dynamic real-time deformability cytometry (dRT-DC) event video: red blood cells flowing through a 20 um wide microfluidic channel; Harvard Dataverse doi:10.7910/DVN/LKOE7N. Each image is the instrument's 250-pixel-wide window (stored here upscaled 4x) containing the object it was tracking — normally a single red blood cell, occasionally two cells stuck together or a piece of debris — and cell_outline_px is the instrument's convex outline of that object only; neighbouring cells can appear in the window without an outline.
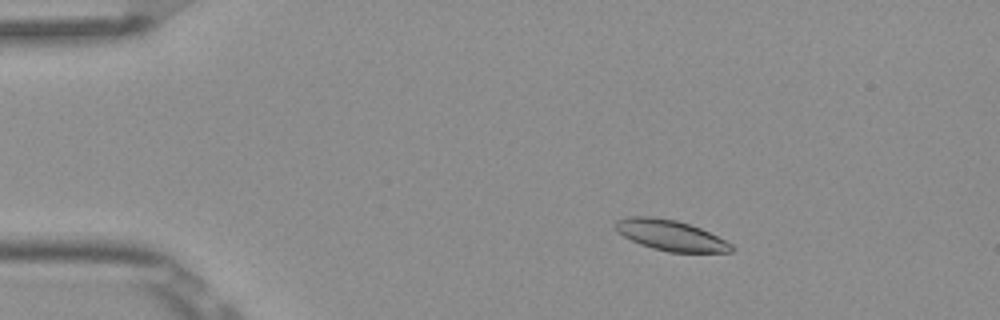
{"species": "Egyptian fruit bat (a non-hibernating species)", "species_latin": "Rousettus aegyptiacus", "temperature_condition": "room temperature", "stored_images_in_passage": 4, "camera_frame_rate_fps": 3000, "um_per_image_px": 0.085, "frame": {"image": 1, "passage_image": 2, "time_ms": 0.333, "image_size_px": [1000, 320], "cell_outline_px": [[736, 248], [732, 252], [668, 252], [652, 248], [640, 244], [616, 232], [616, 220], [628, 216], [648, 216], [676, 220], [700, 228], [732, 244]], "centroid_in_image_um": [56.99, 20.0], "position_along_channel_um": 28.0, "area_um2": 20.52}}